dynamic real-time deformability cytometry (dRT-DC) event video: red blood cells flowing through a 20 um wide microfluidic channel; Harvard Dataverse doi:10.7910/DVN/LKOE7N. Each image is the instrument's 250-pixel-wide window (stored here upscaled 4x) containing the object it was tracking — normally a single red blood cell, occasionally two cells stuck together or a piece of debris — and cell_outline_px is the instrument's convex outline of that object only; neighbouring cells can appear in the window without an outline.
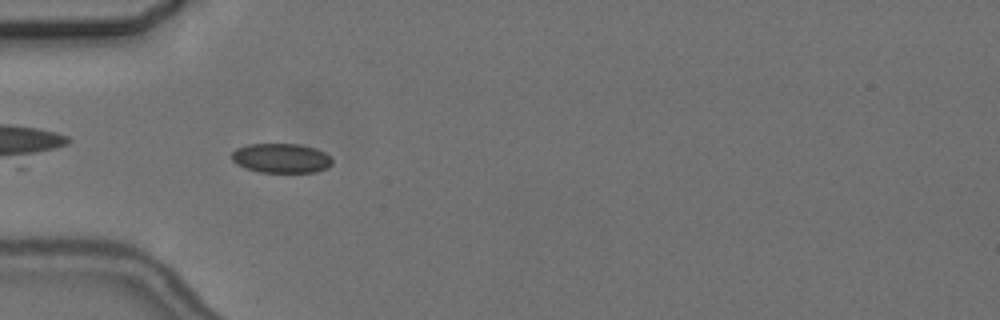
{"species": "common noctule bat (a hibernating species)", "species_latin": "Nyctalus noctula", "temperature_condition": "cold", "stored_images_in_passage": 7, "camera_frame_rate_fps": 3000, "um_per_image_px": 0.085, "animal": {"sex": "female", "body_mass_g": 24.6, "forearm_length_mm": 56.2}, "frame": {"image": 1, "passage_image": 6, "time_ms": 6.0, "image_size_px": [1000, 320], "cell_outline_px": [[332, 164], [328, 168], [316, 172], [260, 172], [244, 168], [236, 164], [232, 160], [232, 152], [236, 148], [248, 144], [300, 144], [316, 148], [324, 152], [332, 160]], "centroid_in_image_um": [23.89, 13.44], "position_along_channel_um": 61.1, "area_um2": 17.4}}
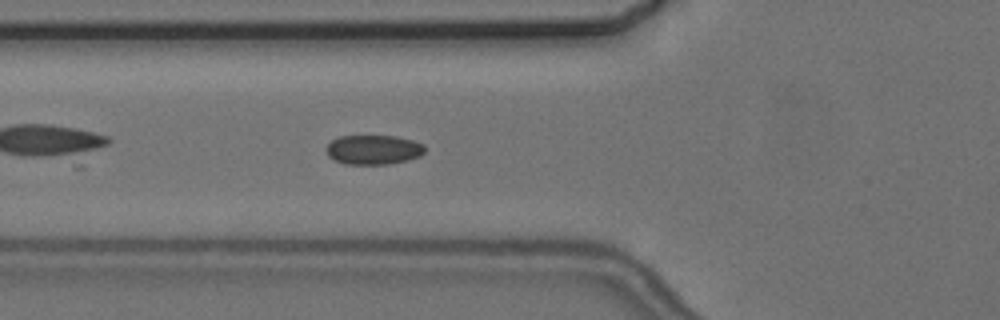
{"frame": {"image": 2, "passage_image": 7, "time_ms": 7.0, "image_size_px": [1000, 320], "cell_outline_px": [[424, 152], [420, 156], [408, 160], [388, 164], [344, 164], [328, 156], [324, 148], [332, 140], [340, 136], [396, 136], [412, 140], [424, 144]], "centroid_in_image_um": [31.73, 12.72], "position_along_channel_um": 94.1, "area_um2": 16.99}}